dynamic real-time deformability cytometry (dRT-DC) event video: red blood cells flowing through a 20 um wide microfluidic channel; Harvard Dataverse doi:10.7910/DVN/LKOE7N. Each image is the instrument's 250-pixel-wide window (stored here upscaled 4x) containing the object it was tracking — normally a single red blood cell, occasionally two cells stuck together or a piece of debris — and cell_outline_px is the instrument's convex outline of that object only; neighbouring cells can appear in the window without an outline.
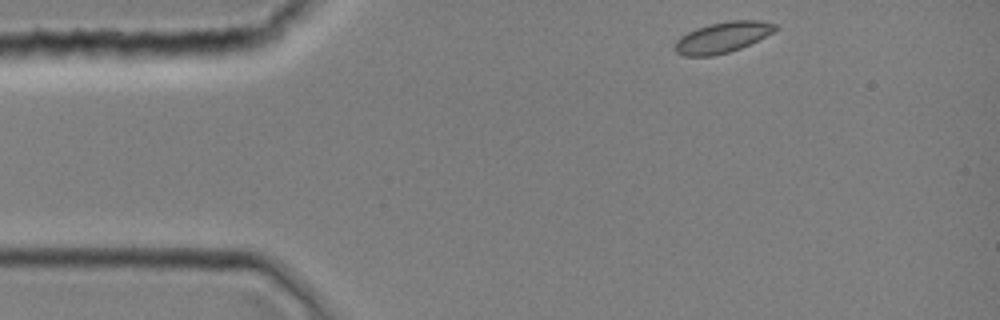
{"species": "common noctule bat (a hibernating species)", "species_latin": "Nyctalus noctula", "temperature_condition": "room temperature", "stored_images_in_passage": 6, "camera_frame_rate_fps": 3000, "um_per_image_px": 0.085, "animal": {"sex": "female", "body_mass_g": 19.0, "forearm_length_mm": 51.5}, "frame": {"image": 1, "passage_image": 1, "time_ms": 0.0, "image_size_px": [1000, 320], "cell_outline_px": [[780, 28], [740, 48], [728, 52], [712, 56], [684, 56], [676, 52], [676, 40], [680, 36], [696, 28], [708, 24], [728, 20], [756, 20], [776, 24]], "centroid_in_image_um": [61.39, 3.16], "position_along_channel_um": 23.6, "area_um2": 17.8}}